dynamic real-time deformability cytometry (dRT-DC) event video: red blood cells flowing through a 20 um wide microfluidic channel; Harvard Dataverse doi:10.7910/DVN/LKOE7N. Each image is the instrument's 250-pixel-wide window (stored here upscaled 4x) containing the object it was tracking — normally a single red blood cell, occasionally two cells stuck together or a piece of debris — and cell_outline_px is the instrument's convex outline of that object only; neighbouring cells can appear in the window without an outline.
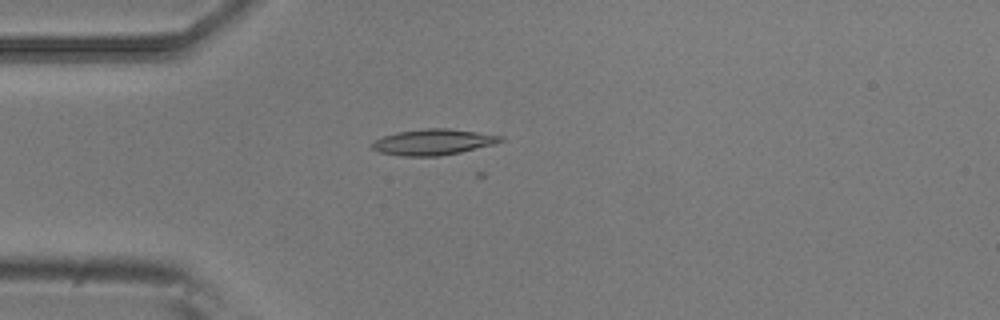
{"species": "common noctule bat (a hibernating species)", "species_latin": "Nyctalus noctula", "temperature_condition": "room temperature", "stored_images_in_passage": 4, "camera_frame_rate_fps": 3000, "um_per_image_px": 0.085, "animal": {"sex": "male", "body_mass_g": 20.5, "forearm_length_mm": 52.5}, "frame": {"image": 1, "passage_image": 4, "time_ms": 1.0, "image_size_px": [1000, 320], "cell_outline_px": [[504, 140], [496, 144], [460, 152], [440, 156], [400, 156], [380, 152], [372, 148], [372, 144], [376, 140], [384, 136], [396, 132], [424, 128], [448, 128], [504, 136]], "centroid_in_image_um": [36.85, 12.07], "position_along_channel_um": 48.1, "area_um2": 19.36}}